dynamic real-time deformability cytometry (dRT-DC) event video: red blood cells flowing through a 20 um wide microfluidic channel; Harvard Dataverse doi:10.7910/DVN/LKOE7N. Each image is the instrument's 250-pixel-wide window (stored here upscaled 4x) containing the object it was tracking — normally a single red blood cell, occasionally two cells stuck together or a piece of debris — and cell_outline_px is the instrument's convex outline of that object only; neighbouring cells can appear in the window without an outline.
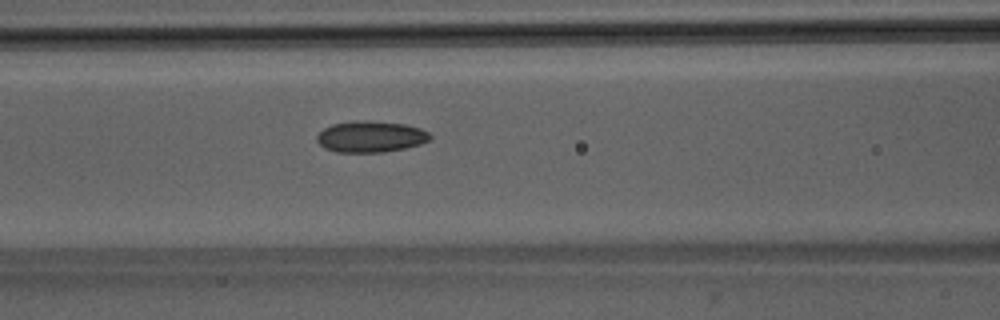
{"species": "Egyptian fruit bat (a non-hibernating species)", "species_latin": "Rousettus aegyptiacus", "temperature_condition": "room temperature", "stored_images_in_passage": 35, "camera_frame_rate_fps": 3000, "um_per_image_px": 0.085, "animal": {"sex": "male"}, "frame": {"image": 1, "passage_image": 6, "time_ms": 1.667, "image_size_px": [1000, 320], "cell_outline_px": [[432, 140], [420, 144], [404, 148], [384, 152], [336, 152], [324, 148], [316, 140], [316, 136], [324, 128], [332, 124], [356, 120], [368, 120], [404, 124], [420, 128], [428, 132], [432, 136]], "centroid_in_image_um": [31.51, 11.61], "position_along_channel_um": 135.1, "area_um2": 20.75}}
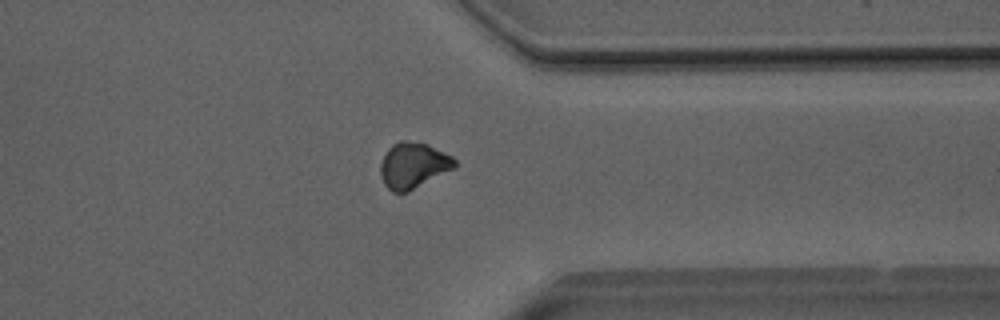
{"frame": {"image": 2, "passage_image": 24, "time_ms": 7.667, "image_size_px": [1000, 320], "cell_outline_px": [[456, 168], [408, 192], [392, 192], [384, 184], [380, 176], [380, 164], [388, 148], [392, 144], [400, 140], [404, 140], [428, 144], [452, 156], [456, 160]], "centroid_in_image_um": [35.13, 14.06], "position_along_channel_um": 376.3, "area_um2": 20.0}}
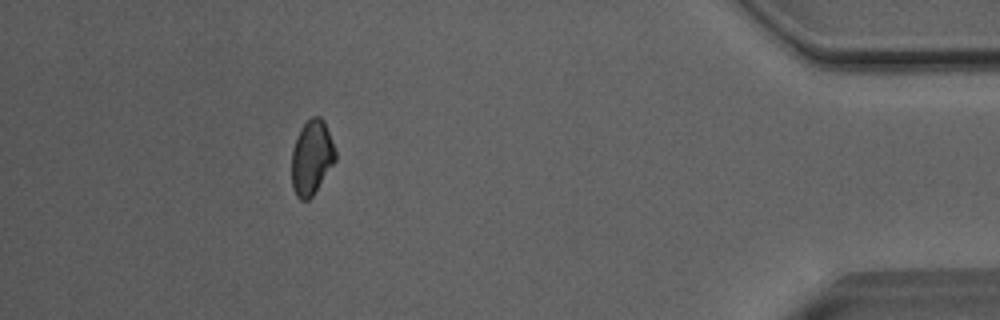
{"frame": {"image": 3, "passage_image": 30, "time_ms": 9.667, "image_size_px": [1000, 320], "cell_outline_px": [[336, 160], [312, 196], [308, 200], [300, 200], [296, 196], [292, 188], [292, 148], [300, 128], [312, 116], [320, 116], [324, 120], [336, 152]], "centroid_in_image_um": [26.48, 13.39], "position_along_channel_um": 408.7, "area_um2": 18.96}, "authors_computed_cell_mechanics": {"area_um2": 19.5364, "velocity_mm_per_s": 4.0911, "shape_relaxation_time_tau1_ms": 4.8675, "shape_relaxation_time_tau2_ms": 6.3061, "deformation_change_tau1": 0.0851, "deformation_change_tau2": 0.1137}}